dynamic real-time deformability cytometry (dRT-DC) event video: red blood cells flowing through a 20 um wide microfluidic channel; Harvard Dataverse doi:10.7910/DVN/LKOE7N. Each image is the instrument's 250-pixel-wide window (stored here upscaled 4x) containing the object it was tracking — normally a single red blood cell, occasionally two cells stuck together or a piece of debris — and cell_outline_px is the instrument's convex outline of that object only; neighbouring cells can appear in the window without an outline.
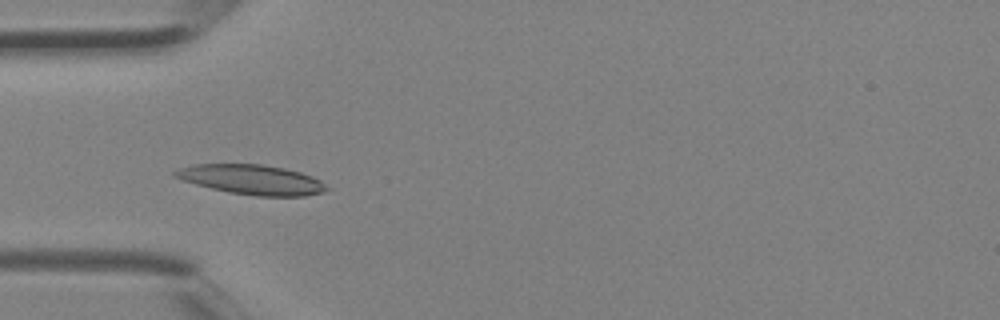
{"species": "Egyptian fruit bat (a non-hibernating species)", "species_latin": "Rousettus aegyptiacus", "temperature_condition": "room temperature", "stored_images_in_passage": 2, "camera_frame_rate_fps": 3000, "um_per_image_px": 0.085, "animal": {"sex": "female"}, "frame": {"image": 1, "passage_image": 2, "time_ms": 0.333, "image_size_px": [1000, 320], "cell_outline_px": [[332, 188], [324, 192], [304, 196], [256, 196], [228, 192], [196, 184], [172, 176], [172, 172], [180, 168], [196, 164], [264, 164], [284, 168], [300, 172], [312, 176], [320, 180]], "centroid_in_image_um": [21.45, 15.27], "position_along_channel_um": 63.6, "area_um2": 26.36}}